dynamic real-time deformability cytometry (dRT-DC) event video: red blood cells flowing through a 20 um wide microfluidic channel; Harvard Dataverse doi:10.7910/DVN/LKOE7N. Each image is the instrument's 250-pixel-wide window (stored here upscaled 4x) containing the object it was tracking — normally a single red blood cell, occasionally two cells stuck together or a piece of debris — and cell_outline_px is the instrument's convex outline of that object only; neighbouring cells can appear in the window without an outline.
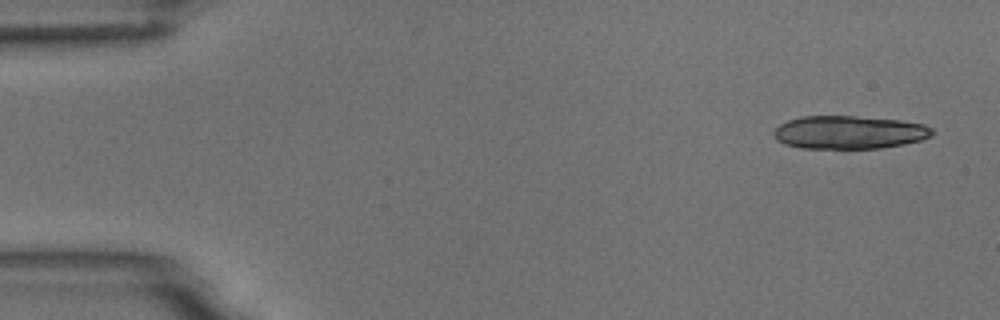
{"species": "common noctule bat (a hibernating species)", "species_latin": "Nyctalus noctula", "temperature_condition": "room temperature", "stored_images_in_passage": 6, "camera_frame_rate_fps": 3000, "um_per_image_px": 0.085, "animal": {"sex": "male", "body_mass_g": 18.8}, "frame": {"image": 1, "passage_image": 1, "time_ms": 0.0, "image_size_px": [1000, 320], "cell_outline_px": [[936, 132], [932, 136], [920, 140], [904, 144], [880, 148], [800, 148], [784, 144], [776, 140], [772, 136], [772, 132], [780, 124], [788, 120], [800, 116], [856, 116], [900, 120], [924, 124], [932, 128]], "centroid_in_image_um": [72.17, 11.24], "position_along_channel_um": 12.8, "area_um2": 30.87}}
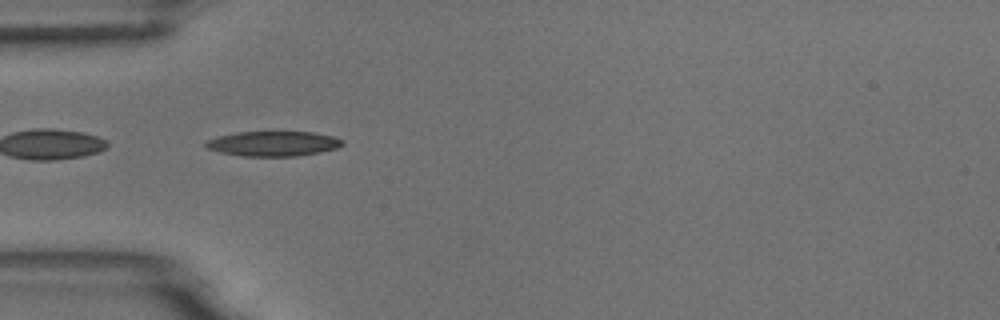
{"frame": {"image": 2, "passage_image": 5, "time_ms": 4.667, "image_size_px": [1000, 320], "cell_outline_px": [[344, 144], [336, 148], [320, 152], [296, 156], [240, 156], [220, 152], [208, 148], [204, 144], [204, 140], [236, 132], [312, 132], [332, 136], [344, 140]], "centroid_in_image_um": [23.21, 12.21], "position_along_channel_um": 61.8, "area_um2": 19.83}}